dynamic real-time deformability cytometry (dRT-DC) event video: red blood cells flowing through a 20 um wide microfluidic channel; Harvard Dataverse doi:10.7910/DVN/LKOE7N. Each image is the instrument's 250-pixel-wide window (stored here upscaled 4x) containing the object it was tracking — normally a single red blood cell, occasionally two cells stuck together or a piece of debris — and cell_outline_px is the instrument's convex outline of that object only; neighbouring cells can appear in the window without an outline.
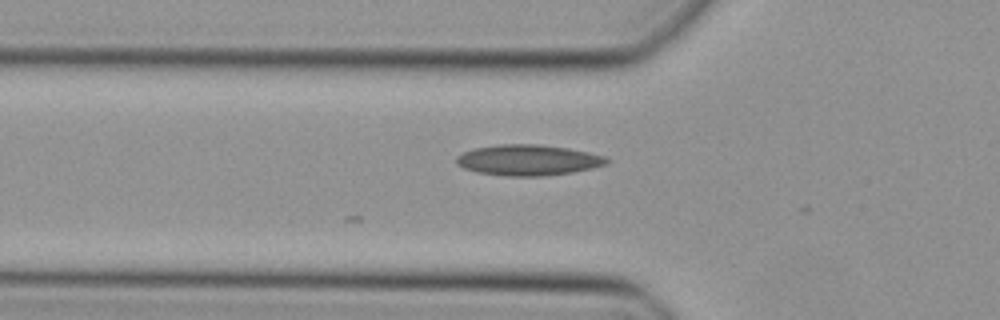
{"species": "Egyptian fruit bat (a non-hibernating species)", "species_latin": "Rousettus aegyptiacus", "temperature_condition": "cold", "stored_images_in_passage": 29, "camera_frame_rate_fps": 3000, "um_per_image_px": 0.085, "animal": {"sex": "female"}, "frame": {"image": 1, "passage_image": 2, "time_ms": 0.333, "image_size_px": [1000, 320], "cell_outline_px": [[612, 160], [608, 164], [592, 168], [572, 172], [544, 176], [508, 176], [476, 172], [464, 168], [456, 164], [456, 156], [472, 148], [496, 144], [536, 144], [568, 148], [588, 152], [604, 156]], "centroid_in_image_um": [44.89, 13.6], "position_along_channel_um": 80.9, "area_um2": 27.11}}
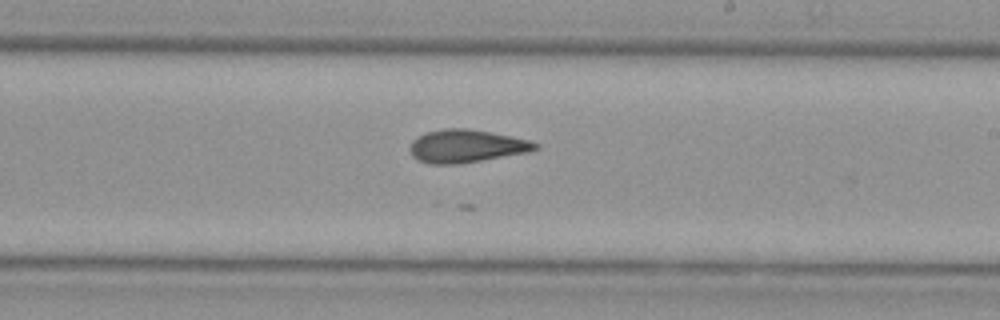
{"frame": {"image": 2, "passage_image": 14, "time_ms": 4.333, "image_size_px": [1000, 320], "cell_outline_px": [[540, 148], [528, 152], [460, 164], [428, 164], [412, 156], [408, 148], [412, 140], [416, 136], [428, 132], [444, 128], [468, 128], [492, 132], [532, 140], [540, 144]], "centroid_in_image_um": [39.65, 12.41], "position_along_channel_um": 249.3, "area_um2": 24.39}}
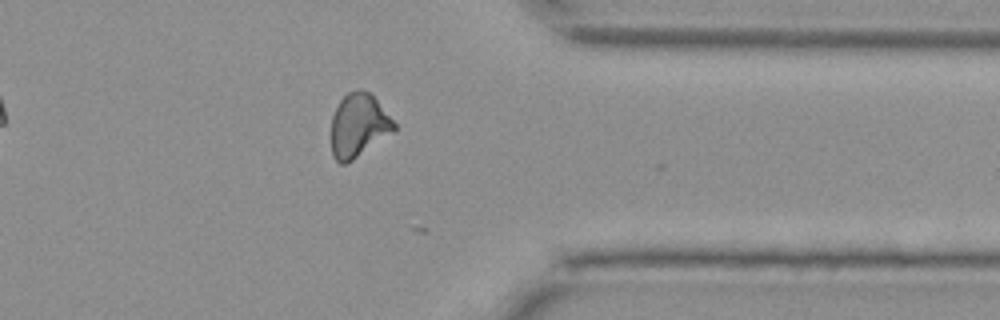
{"frame": {"image": 3, "passage_image": 24, "time_ms": 7.667, "image_size_px": [1000, 320], "cell_outline_px": [[396, 128], [352, 160], [344, 164], [340, 164], [332, 156], [332, 116], [340, 100], [348, 92], [356, 88], [360, 88], [368, 92], [376, 100], [396, 124]], "centroid_in_image_um": [30.44, 10.64], "position_along_channel_um": 381.0, "area_um2": 22.66}}